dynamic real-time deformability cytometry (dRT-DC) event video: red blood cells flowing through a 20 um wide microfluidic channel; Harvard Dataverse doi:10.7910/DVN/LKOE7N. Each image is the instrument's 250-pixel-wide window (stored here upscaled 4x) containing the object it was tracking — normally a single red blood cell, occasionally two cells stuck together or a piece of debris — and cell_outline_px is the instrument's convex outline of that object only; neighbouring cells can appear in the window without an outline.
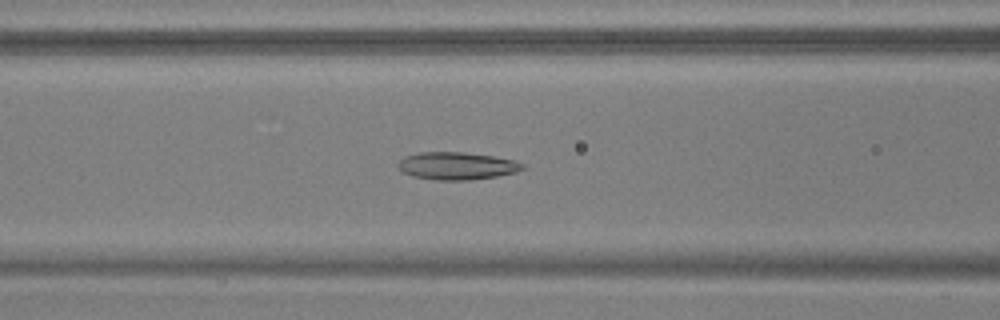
{"species": "common noctule bat (a hibernating species)", "species_latin": "Nyctalus noctula", "temperature_condition": "warm", "stored_images_in_passage": 40, "camera_frame_rate_fps": 3000, "um_per_image_px": 0.085, "animal": {"sex": "male", "body_mass_g": 17.9, "forearm_length_mm": 54.2}, "frame": {"image": 1, "passage_image": 9, "time_ms": 2.667, "image_size_px": [1000, 320], "cell_outline_px": [[524, 168], [516, 172], [496, 176], [468, 180], [436, 180], [412, 176], [400, 172], [396, 164], [404, 156], [420, 152], [464, 152], [492, 156], [512, 160], [524, 164]], "centroid_in_image_um": [38.76, 14.1], "position_along_channel_um": 127.8, "area_um2": 20.0}}
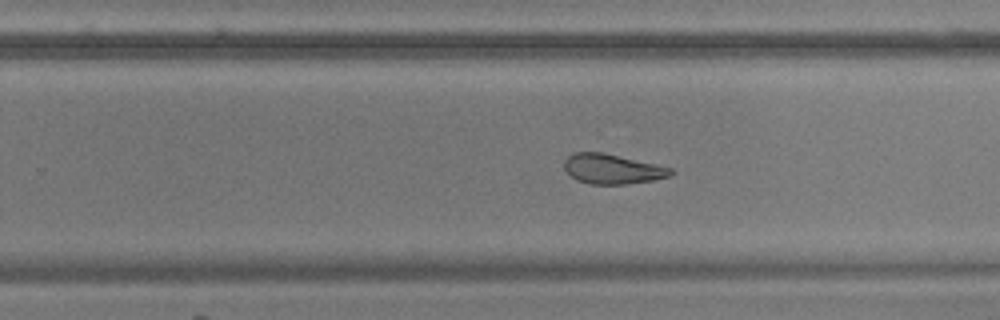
{"frame": {"image": 2, "passage_image": 21, "time_ms": 6.667, "image_size_px": [1000, 320], "cell_outline_px": [[676, 172], [668, 176], [652, 180], [624, 184], [592, 184], [576, 180], [564, 168], [564, 160], [572, 152], [600, 152], [656, 164], [672, 168]], "centroid_in_image_um": [52.03, 14.36], "position_along_channel_um": 277.8, "area_um2": 18.32}}
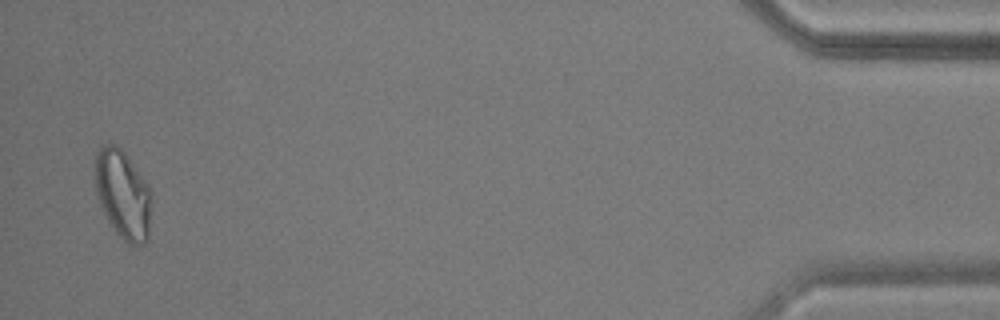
{"frame": {"image": 3, "passage_image": 39, "time_ms": 12.667, "image_size_px": [1000, 320], "cell_outline_px": [[152, 204], [148, 240], [144, 244], [128, 244], [116, 232], [108, 220], [104, 212], [96, 192], [96, 152], [108, 140], [116, 144], [124, 152], [148, 184], [152, 196]], "centroid_in_image_um": [10.48, 16.52], "position_along_channel_um": 424.7, "area_um2": 29.19}, "authors_computed_cell_mechanics": {"area_um2": 20.5768, "velocity_mm_per_s": 3.7524, "shape_relaxation_time_tau1_ms": null, "shape_relaxation_time_tau2_ms": 2.6467, "deformation_change_tau1": null, "deformation_change_tau2": 0.0994}}